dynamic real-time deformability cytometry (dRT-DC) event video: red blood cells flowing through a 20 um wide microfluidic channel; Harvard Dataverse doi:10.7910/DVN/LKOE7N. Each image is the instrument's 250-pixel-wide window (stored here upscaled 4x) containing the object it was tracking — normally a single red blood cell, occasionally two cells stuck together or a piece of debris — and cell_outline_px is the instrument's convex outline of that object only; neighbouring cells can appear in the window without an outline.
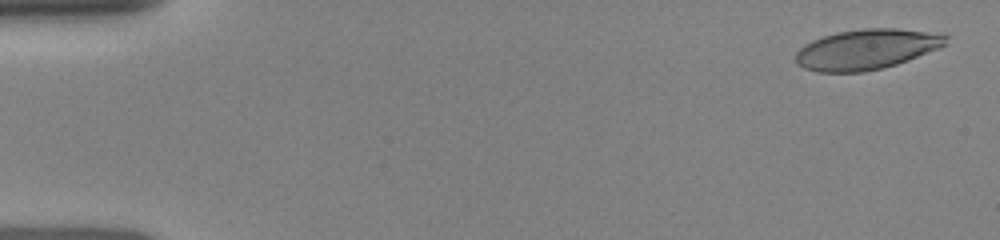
{"species": "human", "species_latin": "Homo sapiens", "temperature_condition": "room temperature", "stored_images_in_passage": 6, "camera_frame_rate_fps": 3000, "um_per_image_px": 0.085, "donor": {"sex": "female"}, "frame": {"image": 1, "passage_image": 1, "time_ms": 0.0, "image_size_px": [1000, 240], "cell_outline_px": [[948, 44], [940, 48], [908, 60], [884, 68], [864, 72], [816, 72], [804, 68], [796, 64], [796, 52], [804, 44], [812, 40], [836, 32], [864, 28], [896, 28], [944, 32], [948, 36]], "centroid_in_image_um": [73.72, 4.18], "position_along_channel_um": 11.3, "area_um2": 35.84}}